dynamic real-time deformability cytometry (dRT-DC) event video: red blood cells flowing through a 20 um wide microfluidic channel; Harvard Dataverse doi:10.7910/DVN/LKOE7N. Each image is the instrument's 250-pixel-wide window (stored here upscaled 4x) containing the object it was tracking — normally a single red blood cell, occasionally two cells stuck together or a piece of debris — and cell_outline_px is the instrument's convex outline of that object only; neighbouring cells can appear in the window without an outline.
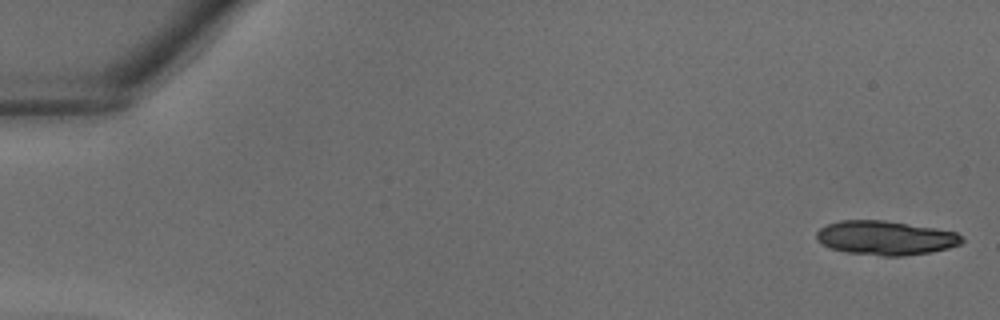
{"species": "common noctule bat (a hibernating species)", "species_latin": "Nyctalus noctula", "temperature_condition": "warm", "stored_images_in_passage": 39, "segment_of_instrument_passage": [1, 2], "camera_frame_rate_fps": 3000, "um_per_image_px": 0.085, "animal": {"sex": "male", "body_mass_g": 18.8}, "frame": {"image": 1, "passage_image": 1, "time_ms": 0.0, "image_size_px": [1000, 320], "cell_outline_px": [[964, 240], [960, 244], [948, 248], [932, 252], [904, 256], [880, 256], [844, 252], [828, 248], [820, 244], [816, 240], [816, 232], [820, 228], [828, 224], [840, 220], [884, 220], [936, 228], [956, 232]], "centroid_in_image_um": [75.22, 20.23], "position_along_channel_um": 9.8, "area_um2": 29.25}}